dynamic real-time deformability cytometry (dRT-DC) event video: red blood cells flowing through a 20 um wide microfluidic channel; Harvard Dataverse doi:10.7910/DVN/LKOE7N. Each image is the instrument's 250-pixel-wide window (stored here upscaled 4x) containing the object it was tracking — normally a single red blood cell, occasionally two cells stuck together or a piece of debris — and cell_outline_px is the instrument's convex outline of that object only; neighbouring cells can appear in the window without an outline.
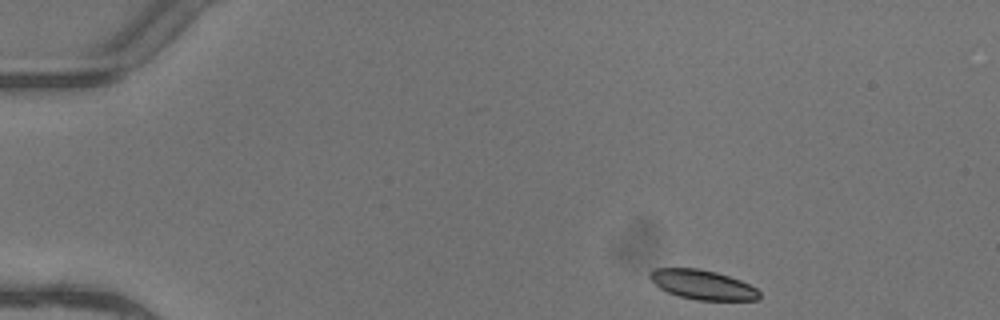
{"species": "common noctule bat (a hibernating species)", "species_latin": "Nyctalus noctula", "temperature_condition": "warm", "stored_images_in_passage": 4, "camera_frame_rate_fps": 3000, "um_per_image_px": 0.085, "animal": {"sex": "female"}, "frame": {"image": 1, "passage_image": 1, "time_ms": 0.0, "image_size_px": [1000, 320], "cell_outline_px": [[760, 296], [756, 300], [696, 300], [680, 296], [668, 292], [660, 288], [648, 276], [648, 272], [652, 268], [696, 268], [716, 272], [740, 280], [756, 288], [760, 292]], "centroid_in_image_um": [59.69, 24.19], "position_along_channel_um": 25.3, "area_um2": 18.73}}
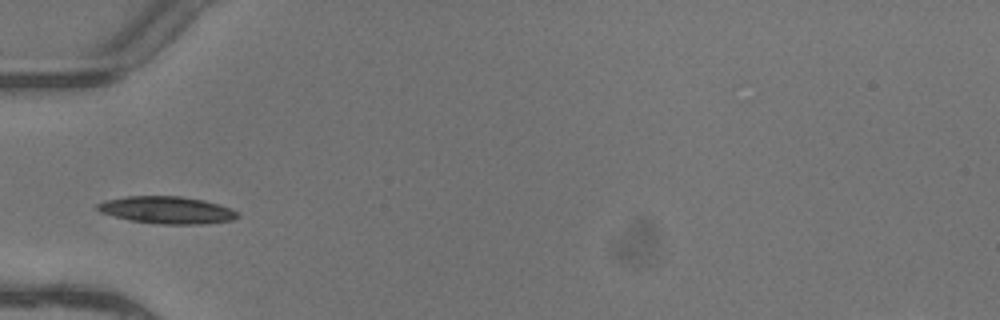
{"frame": {"image": 2, "passage_image": 4, "time_ms": 1.0, "image_size_px": [1000, 320], "cell_outline_px": [[240, 216], [232, 220], [204, 224], [160, 224], [128, 220], [100, 212], [96, 208], [96, 204], [104, 200], [128, 196], [180, 196], [204, 200], [220, 204], [232, 208], [240, 212]], "centroid_in_image_um": [14.22, 17.85], "position_along_channel_um": 70.8, "area_um2": 22.48}}